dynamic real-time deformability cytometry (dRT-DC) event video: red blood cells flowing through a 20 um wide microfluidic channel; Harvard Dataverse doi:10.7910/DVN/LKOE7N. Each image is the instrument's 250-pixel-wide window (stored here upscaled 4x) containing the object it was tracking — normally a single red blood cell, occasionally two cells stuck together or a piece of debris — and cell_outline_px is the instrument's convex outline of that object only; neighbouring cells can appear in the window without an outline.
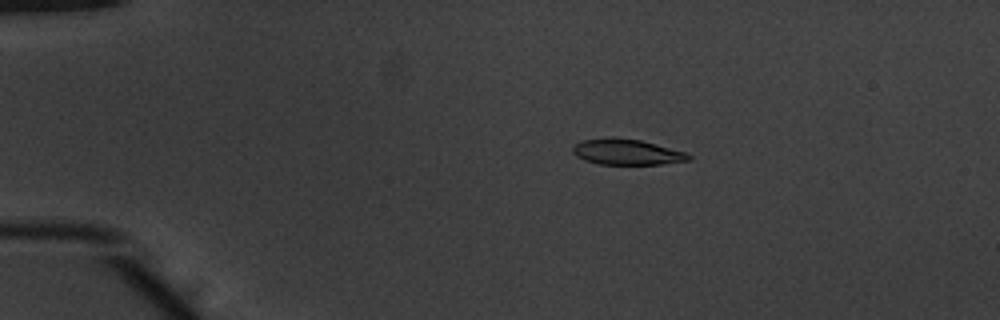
{"species": "common noctule bat (a hibernating species)", "species_latin": "Nyctalus noctula", "temperature_condition": "warm", "stored_images_in_passage": 52, "camera_frame_rate_fps": 3000, "um_per_image_px": 0.085, "animal": {"sex": "male", "body_mass_g": 20.1, "forearm_length_mm": 53.5}, "frame": {"image": 1, "passage_image": 10, "time_ms": 3.0, "image_size_px": [1000, 320], "cell_outline_px": [[692, 160], [660, 164], [600, 164], [584, 160], [576, 156], [572, 152], [572, 148], [580, 140], [612, 136], [640, 140], [656, 144], [684, 152], [692, 156]], "centroid_in_image_um": [53.24, 12.91], "position_along_channel_um": 31.8, "area_um2": 17.46}}
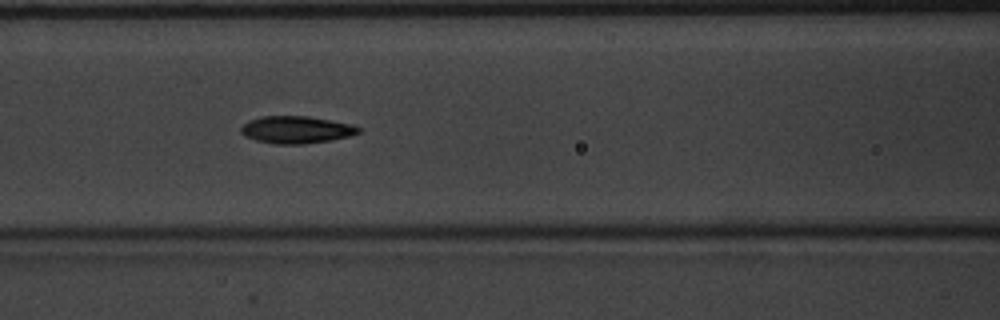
{"frame": {"image": 2, "passage_image": 23, "time_ms": 7.333, "image_size_px": [1000, 320], "cell_outline_px": [[360, 132], [348, 136], [332, 140], [304, 144], [276, 144], [256, 140], [244, 136], [240, 132], [240, 128], [248, 120], [260, 116], [308, 116], [352, 124], [360, 128]], "centroid_in_image_um": [25.15, 11.02], "position_along_channel_um": 141.4, "area_um2": 18.73}}
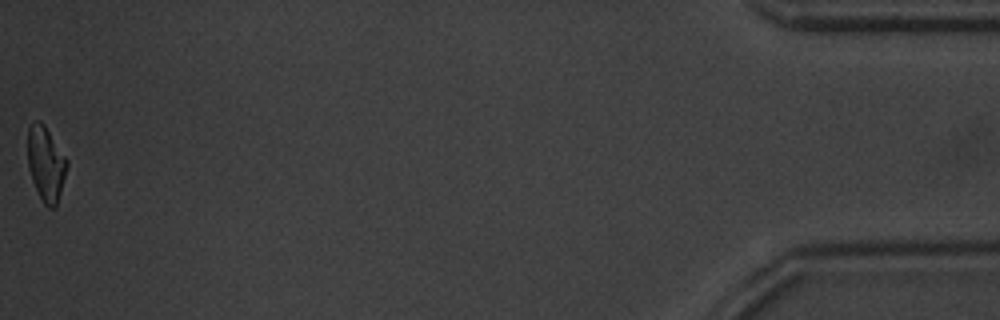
{"frame": {"image": 3, "passage_image": 52, "time_ms": 17.0, "image_size_px": [1000, 320], "cell_outline_px": [[68, 164], [56, 208], [48, 208], [44, 204], [32, 180], [28, 168], [28, 128], [36, 120], [40, 120], [44, 124], [68, 160]], "centroid_in_image_um": [3.9, 13.92], "position_along_channel_um": 431.3, "area_um2": 16.99}, "authors_computed_cell_mechanics": {"area_um2": 17.8891, "velocity_mm_per_s": 3.9239, "shape_relaxation_time_tau1_ms": 3.5387, "shape_relaxation_time_tau2_ms": 2.2711, "deformation_change_tau1": 0.1477, "deformation_change_tau2": 0.0925}}